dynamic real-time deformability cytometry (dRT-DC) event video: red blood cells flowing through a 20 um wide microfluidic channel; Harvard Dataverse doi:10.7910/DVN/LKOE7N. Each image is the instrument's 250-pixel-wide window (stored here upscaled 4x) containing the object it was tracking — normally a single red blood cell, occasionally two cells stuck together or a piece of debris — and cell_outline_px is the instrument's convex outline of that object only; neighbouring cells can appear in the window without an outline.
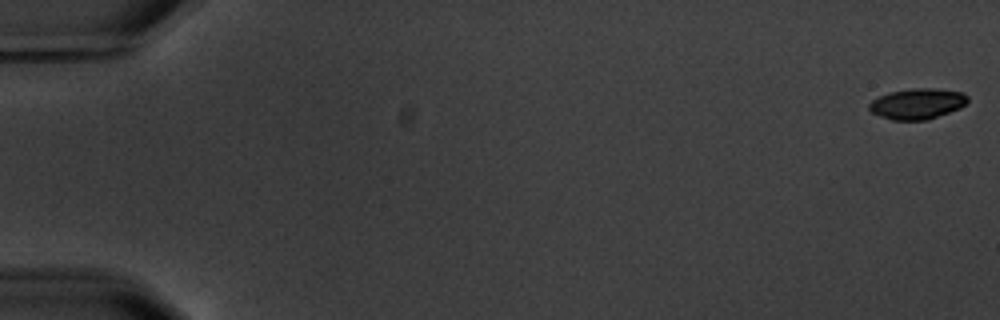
{"species": "common noctule bat (a hibernating species)", "species_latin": "Nyctalus noctula", "temperature_condition": "warm", "stored_images_in_passage": 6, "camera_frame_rate_fps": 3000, "um_per_image_px": 0.085, "animal": {"sex": "male", "body_mass_g": 20.1, "forearm_length_mm": 53.5}, "frame": {"image": 1, "passage_image": 1, "time_ms": 0.0, "image_size_px": [1000, 320], "cell_outline_px": [[968, 100], [960, 108], [928, 120], [892, 120], [880, 116], [872, 112], [868, 108], [868, 104], [872, 100], [888, 92], [912, 88], [932, 88], [964, 92], [968, 96]], "centroid_in_image_um": [77.97, 8.81], "position_along_channel_um": 7.0, "area_um2": 17.69}}
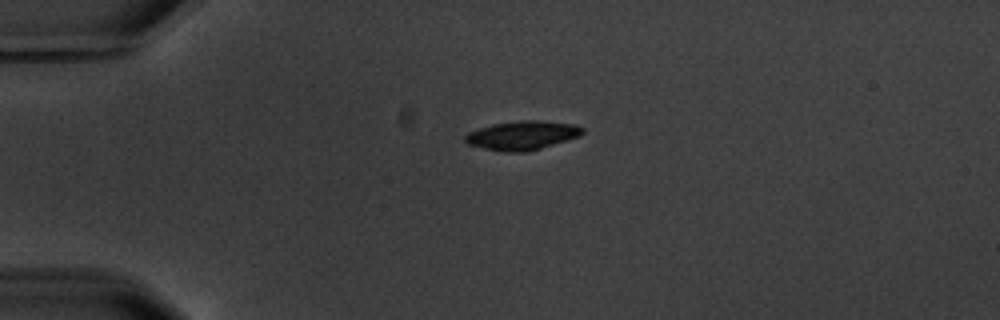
{"frame": {"image": 2, "passage_image": 5, "time_ms": 4.667, "image_size_px": [1000, 320], "cell_outline_px": [[584, 132], [580, 136], [540, 148], [524, 152], [508, 152], [468, 144], [464, 140], [464, 136], [468, 132], [492, 124], [520, 120], [540, 120], [576, 124], [584, 128]], "centroid_in_image_um": [44.43, 11.48], "position_along_channel_um": 40.6, "area_um2": 19.59}}